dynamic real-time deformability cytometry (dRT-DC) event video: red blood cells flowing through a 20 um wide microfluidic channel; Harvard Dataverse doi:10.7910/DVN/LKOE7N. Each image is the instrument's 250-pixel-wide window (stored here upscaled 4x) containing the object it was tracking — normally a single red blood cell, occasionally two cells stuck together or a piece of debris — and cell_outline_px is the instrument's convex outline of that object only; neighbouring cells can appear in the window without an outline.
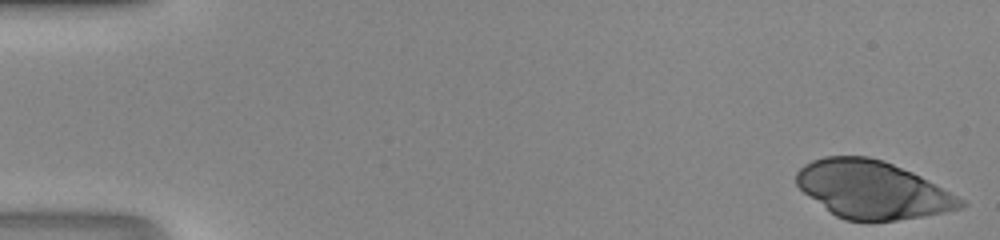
{"species": "human", "species_latin": "Homo sapiens", "temperature_condition": "room temperature", "stored_images_in_passage": 46, "camera_frame_rate_fps": 3000, "um_per_image_px": 0.085, "donor": {"sex": "male"}, "frame": {"image": 1, "passage_image": 1, "time_ms": 0.0, "image_size_px": [1000, 240], "cell_outline_px": [[968, 204], [960, 208], [944, 212], [924, 216], [896, 220], [844, 220], [836, 216], [804, 192], [796, 184], [796, 172], [804, 164], [812, 160], [824, 156], [868, 156], [884, 160], [912, 172], [920, 176], [964, 200]], "centroid_in_image_um": [74.14, 16.1], "position_along_channel_um": 10.9, "area_um2": 54.62}}